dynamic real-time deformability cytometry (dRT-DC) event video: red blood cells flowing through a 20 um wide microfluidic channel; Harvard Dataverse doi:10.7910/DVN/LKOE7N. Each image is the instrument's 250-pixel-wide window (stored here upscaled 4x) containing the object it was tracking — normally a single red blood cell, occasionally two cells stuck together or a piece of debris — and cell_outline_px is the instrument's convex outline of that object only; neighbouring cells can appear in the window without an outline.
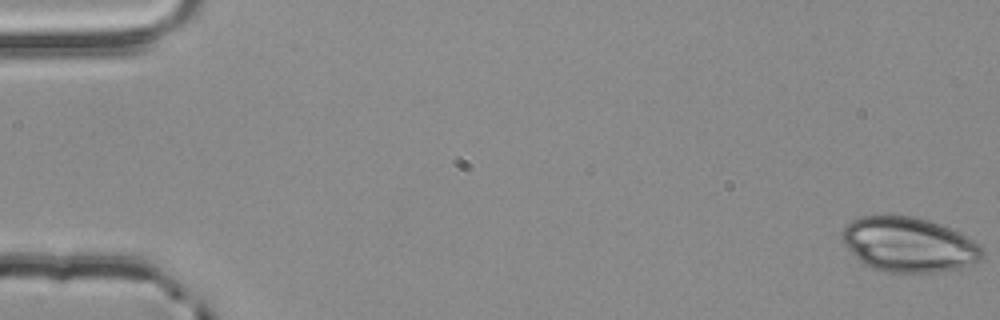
{"species": "common noctule bat (a hibernating species)", "species_latin": "Nyctalus noctula", "temperature_condition": "room temperature", "stored_images_in_passage": 55, "camera_frame_rate_fps": 3000, "um_per_image_px": 0.085, "animal": {"sex": "male", "body_mass_g": 20.4}, "frame": {"image": 1, "passage_image": 1, "time_ms": 0.0, "image_size_px": [1000, 320], "cell_outline_px": [[984, 256], [980, 260], [956, 268], [940, 272], [884, 272], [872, 268], [864, 264], [844, 244], [840, 232], [852, 220], [860, 216], [876, 212], [912, 216], [928, 220], [940, 224], [960, 232], [968, 236], [984, 248]], "centroid_in_image_um": [77.22, 20.75], "position_along_channel_um": 7.8, "area_um2": 45.37}}
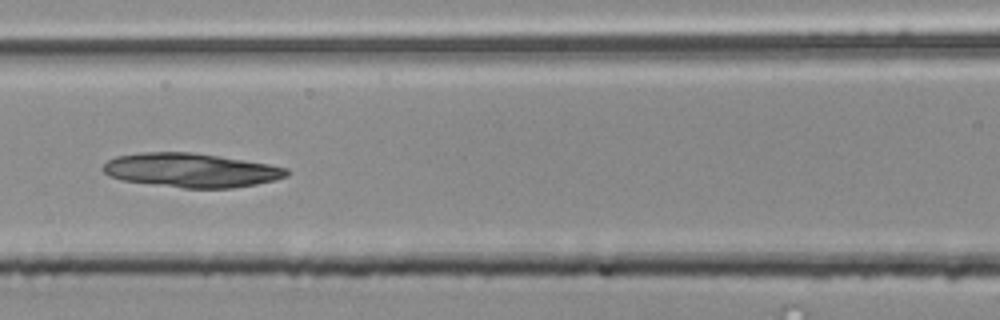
{"frame": {"image": 2, "passage_image": 25, "time_ms": 8.0, "image_size_px": [1000, 320], "cell_outline_px": [[292, 172], [288, 176], [276, 180], [256, 184], [232, 188], [184, 188], [120, 180], [108, 176], [100, 168], [108, 160], [116, 156], [140, 152], [192, 152], [220, 156], [268, 164], [288, 168]], "centroid_in_image_um": [16.24, 14.47], "position_along_channel_um": 150.4, "area_um2": 36.7}}
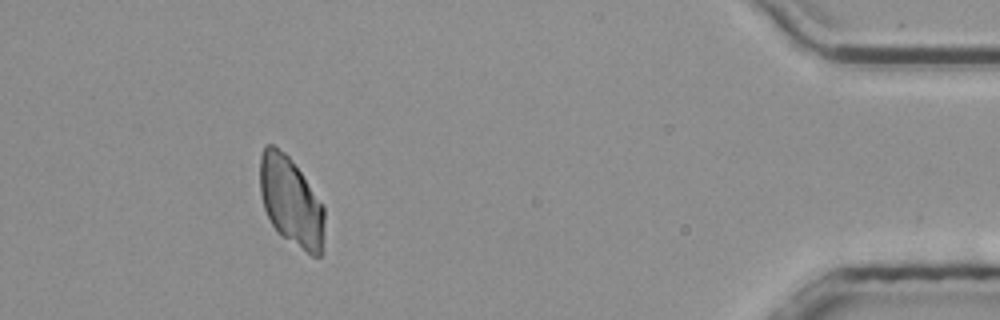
{"frame": {"image": 3, "passage_image": 50, "time_ms": 16.333, "image_size_px": [1000, 320], "cell_outline_px": [[324, 252], [320, 256], [312, 256], [280, 236], [276, 232], [264, 208], [260, 192], [260, 156], [264, 148], [268, 144], [272, 144], [284, 152], [288, 156], [300, 172], [324, 208]], "centroid_in_image_um": [24.74, 17.19], "position_along_channel_um": 410.5, "area_um2": 33.41}}